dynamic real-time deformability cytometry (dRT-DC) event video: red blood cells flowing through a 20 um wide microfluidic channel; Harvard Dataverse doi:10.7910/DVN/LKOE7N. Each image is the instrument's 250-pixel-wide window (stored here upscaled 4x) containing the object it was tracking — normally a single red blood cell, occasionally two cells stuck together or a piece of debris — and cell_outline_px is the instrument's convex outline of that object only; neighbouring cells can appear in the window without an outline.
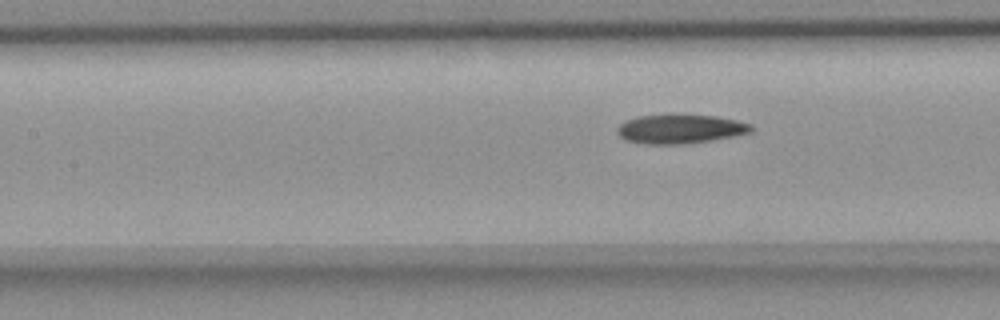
{"species": "common noctule bat (a hibernating species)", "species_latin": "Nyctalus noctula", "temperature_condition": "room temperature", "stored_images_in_passage": 7, "segment_of_instrument_passage": [2, 2], "camera_frame_rate_fps": 3000, "um_per_image_px": 0.085, "animal": {"sex": "female", "body_mass_g": 18.4}, "frame": {"image": 1, "passage_image": 7, "time_ms": 8.0, "image_size_px": [1000, 320], "cell_outline_px": [[752, 132], [712, 140], [684, 144], [648, 144], [628, 140], [620, 136], [616, 132], [616, 128], [624, 120], [640, 116], [672, 112], [716, 116], [736, 120], [752, 124]], "centroid_in_image_um": [57.8, 10.92], "position_along_channel_um": 149.6, "area_um2": 23.29}}